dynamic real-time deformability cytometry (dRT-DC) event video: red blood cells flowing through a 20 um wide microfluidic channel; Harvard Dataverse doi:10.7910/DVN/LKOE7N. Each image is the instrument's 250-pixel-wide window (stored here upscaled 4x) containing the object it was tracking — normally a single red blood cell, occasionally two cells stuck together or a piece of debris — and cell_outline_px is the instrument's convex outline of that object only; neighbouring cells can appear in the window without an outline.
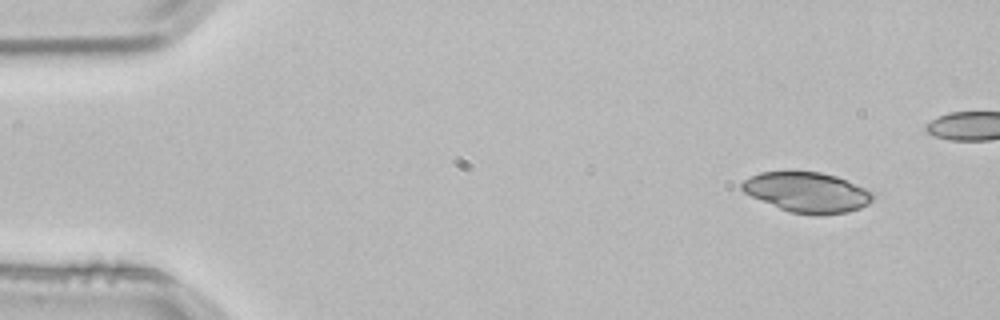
{"species": "common noctule bat (a hibernating species)", "species_latin": "Nyctalus noctula", "temperature_condition": "room temperature", "stored_images_in_passage": 4, "camera_frame_rate_fps": 3000, "um_per_image_px": 0.085, "animal": {"sex": "male", "body_mass_g": 21.5, "forearm_length_mm": 52.0}, "frame": {"image": 1, "passage_image": 1, "time_ms": 0.0, "image_size_px": [1000, 320], "cell_outline_px": [[876, 196], [868, 204], [860, 208], [848, 212], [820, 216], [816, 216], [788, 212], [752, 196], [744, 192], [740, 188], [740, 184], [744, 180], [760, 172], [820, 172], [836, 176], [876, 192]], "centroid_in_image_um": [68.66, 16.36], "position_along_channel_um": 16.3, "area_um2": 30.81}}